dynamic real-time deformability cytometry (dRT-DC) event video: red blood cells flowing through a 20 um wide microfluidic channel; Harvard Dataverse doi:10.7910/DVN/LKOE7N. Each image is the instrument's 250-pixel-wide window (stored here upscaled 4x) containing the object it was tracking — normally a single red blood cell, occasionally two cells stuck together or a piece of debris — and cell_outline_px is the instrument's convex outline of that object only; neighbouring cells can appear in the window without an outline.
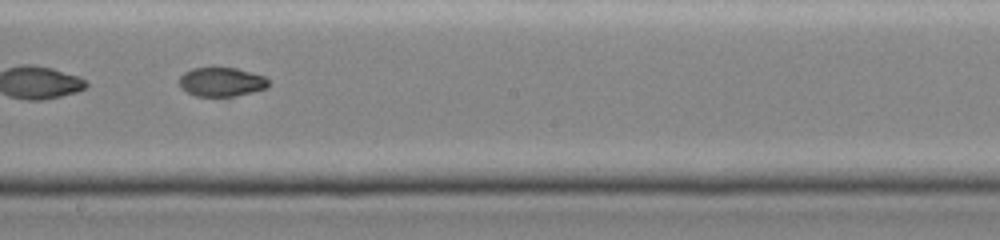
{"species": "common noctule bat (a hibernating species)", "species_latin": "Nyctalus noctula", "temperature_condition": "cold", "stored_images_in_passage": 49, "camera_frame_rate_fps": 3000, "um_per_image_px": 0.085, "animal": {"sex": "female", "body_mass_g": 19.0, "forearm_length_mm": 51.5}, "frame": {"image": 1, "passage_image": 26, "time_ms": 4.0, "image_size_px": [1000, 240], "cell_outline_px": [[268, 88], [236, 96], [196, 96], [180, 88], [180, 76], [184, 72], [192, 68], [236, 68], [264, 76], [268, 80]], "centroid_in_image_um": [18.82, 6.97], "position_along_channel_um": 229.4, "area_um2": 15.03}}